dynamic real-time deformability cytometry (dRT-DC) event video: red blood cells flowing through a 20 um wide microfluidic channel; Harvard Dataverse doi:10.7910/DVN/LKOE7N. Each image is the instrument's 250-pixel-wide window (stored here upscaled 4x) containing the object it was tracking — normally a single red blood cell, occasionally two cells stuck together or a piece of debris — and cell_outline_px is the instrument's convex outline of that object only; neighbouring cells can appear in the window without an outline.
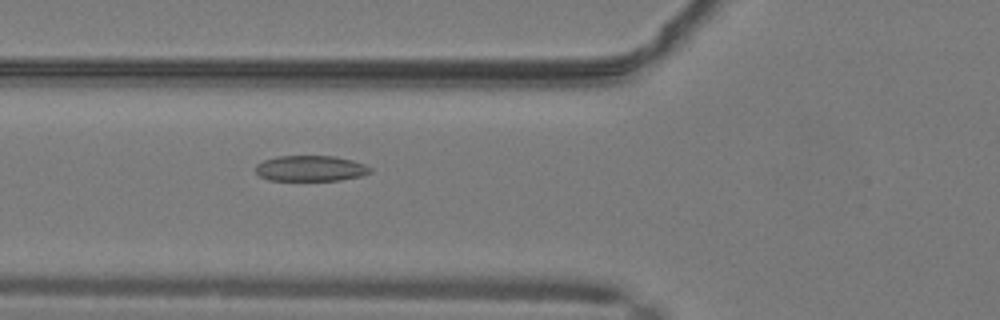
{"species": "common noctule bat (a hibernating species)", "species_latin": "Nyctalus noctula", "temperature_condition": "warm", "stored_images_in_passage": 34, "camera_frame_rate_fps": 3000, "um_per_image_px": 0.085, "animal": {"sex": "male", "body_mass_g": 19.2, "forearm_length_mm": 51.8}, "frame": {"image": 1, "passage_image": 3, "time_ms": 0.667, "image_size_px": [1000, 320], "cell_outline_px": [[372, 172], [360, 176], [340, 180], [268, 180], [260, 176], [256, 172], [256, 164], [264, 160], [280, 156], [332, 156], [352, 160], [364, 164], [372, 168]], "centroid_in_image_um": [26.4, 14.31], "position_along_channel_um": 99.4, "area_um2": 17.05}}
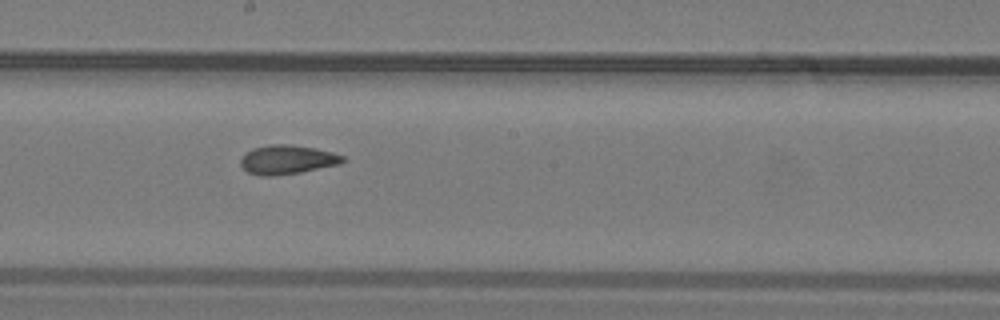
{"frame": {"image": 2, "passage_image": 12, "time_ms": 3.667, "image_size_px": [1000, 320], "cell_outline_px": [[344, 160], [340, 164], [300, 172], [276, 176], [260, 176], [248, 172], [240, 164], [240, 160], [252, 148], [268, 144], [288, 144], [316, 148], [332, 152], [344, 156]], "centroid_in_image_um": [24.41, 13.57], "position_along_channel_um": 223.8, "area_um2": 17.28}}
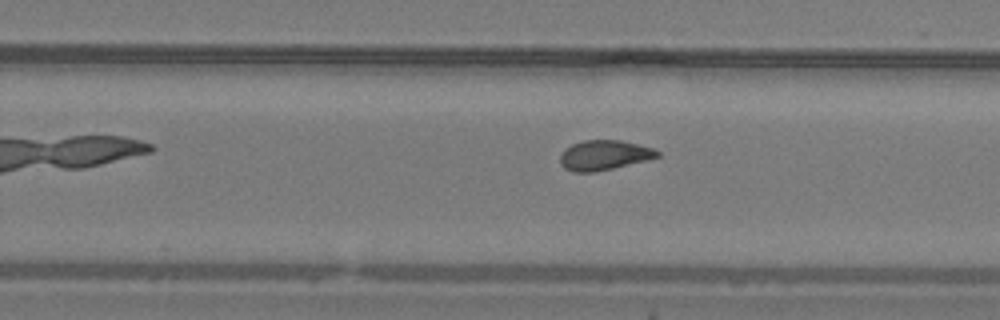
{"frame": {"image": 3, "passage_image": 16, "time_ms": 5.0, "image_size_px": [1000, 320], "cell_outline_px": [[660, 156], [648, 160], [612, 168], [592, 172], [572, 172], [564, 168], [560, 164], [560, 156], [564, 148], [572, 144], [584, 140], [620, 140], [652, 148], [660, 152]], "centroid_in_image_um": [51.32, 13.19], "position_along_channel_um": 278.5, "area_um2": 16.88}, "authors_computed_cell_mechanics": {"area_um2": 17.0799, "velocity_mm_per_s": 4.1254, "shape_relaxation_time_tau1_ms": 10.6514, "shape_relaxation_time_tau2_ms": 2.0182, "deformation_change_tau1": 0.2217, "deformation_change_tau2": 0.0864}}